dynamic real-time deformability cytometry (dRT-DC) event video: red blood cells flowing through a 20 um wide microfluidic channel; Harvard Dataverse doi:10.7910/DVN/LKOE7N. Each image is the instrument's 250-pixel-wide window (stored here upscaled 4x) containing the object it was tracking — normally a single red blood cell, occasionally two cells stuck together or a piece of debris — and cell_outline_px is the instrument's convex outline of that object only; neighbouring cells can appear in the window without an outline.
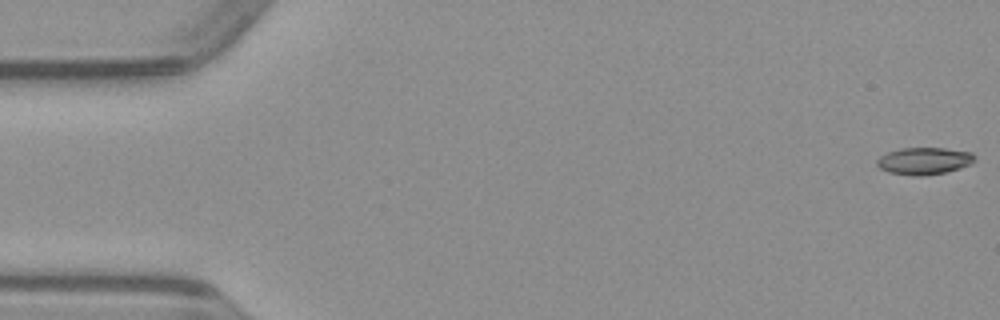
{"species": "common noctule bat (a hibernating species)", "species_latin": "Nyctalus noctula", "temperature_condition": "warm", "stored_images_in_passage": 51, "camera_frame_rate_fps": 3000, "um_per_image_px": 0.085, "animal": {"sex": "male", "body_mass_g": 23.1, "forearm_length_mm": 52.7}, "frame": {"image": 1, "passage_image": 1, "time_ms": 0.0, "image_size_px": [1000, 320], "cell_outline_px": [[972, 160], [956, 168], [944, 172], [892, 172], [884, 168], [880, 164], [892, 152], [912, 148], [936, 148], [964, 152], [972, 156]], "centroid_in_image_um": [78.63, 13.63], "position_along_channel_um": 6.4, "area_um2": 12.66}}
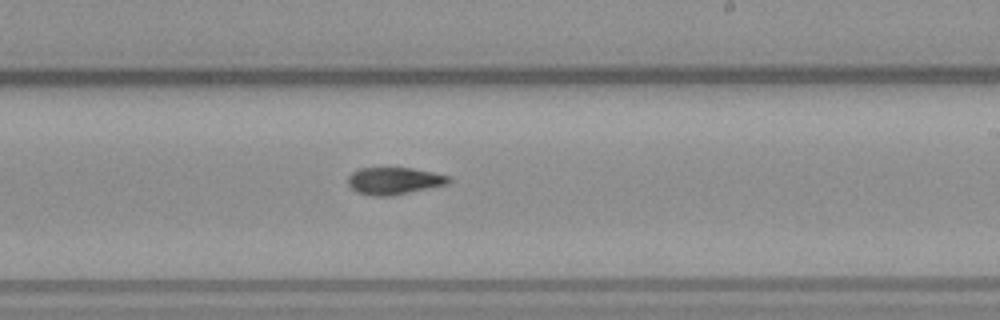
{"frame": {"image": 2, "passage_image": 30, "time_ms": 9.667, "image_size_px": [1000, 320], "cell_outline_px": [[448, 180], [440, 184], [400, 192], [360, 192], [352, 184], [352, 176], [356, 172], [364, 168], [404, 168], [444, 176]], "centroid_in_image_um": [33.46, 15.29], "position_along_channel_um": 255.5, "area_um2": 12.95}}
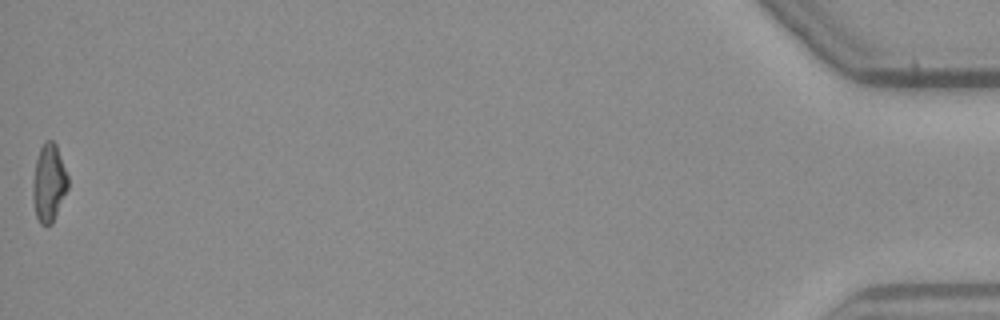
{"frame": {"image": 3, "passage_image": 51, "time_ms": 16.667, "image_size_px": [1000, 320], "cell_outline_px": [[68, 184], [52, 220], [48, 224], [44, 224], [36, 216], [36, 164], [40, 148], [48, 140], [52, 140], [56, 148], [68, 176]], "centroid_in_image_um": [4.2, 15.48], "position_along_channel_um": 431.0, "area_um2": 13.87}}